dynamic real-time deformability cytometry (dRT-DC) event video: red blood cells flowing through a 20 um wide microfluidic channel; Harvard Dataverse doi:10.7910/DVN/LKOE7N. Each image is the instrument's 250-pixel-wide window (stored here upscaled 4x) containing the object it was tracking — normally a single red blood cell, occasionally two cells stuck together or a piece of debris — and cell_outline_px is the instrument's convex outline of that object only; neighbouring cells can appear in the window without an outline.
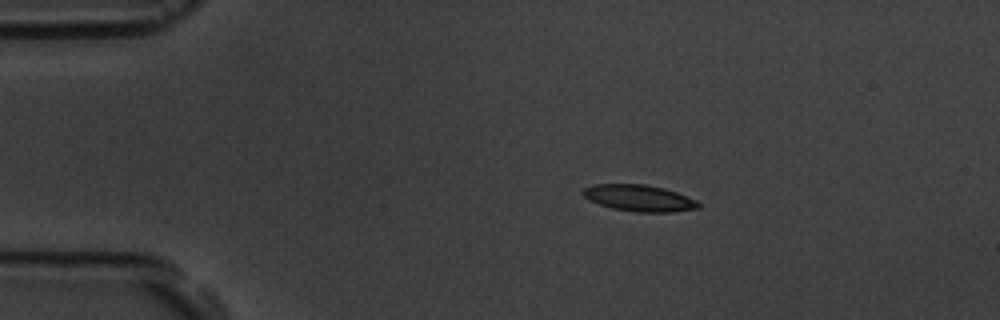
{"species": "common noctule bat (a hibernating species)", "species_latin": "Nyctalus noctula", "temperature_condition": "room temperature", "stored_images_in_passage": 5, "camera_frame_rate_fps": 3000, "um_per_image_px": 0.085, "animal": {"sex": "male", "body_mass_g": 19.5, "forearm_length_mm": 54.6}, "frame": {"image": 1, "passage_image": 2, "time_ms": 2.0, "image_size_px": [1000, 320], "cell_outline_px": [[700, 208], [672, 212], [636, 212], [612, 208], [600, 204], [584, 196], [580, 192], [584, 188], [592, 184], [644, 184], [664, 188], [676, 192], [696, 200], [700, 204]], "centroid_in_image_um": [54.33, 16.83], "position_along_channel_um": 30.7, "area_um2": 17.74}}
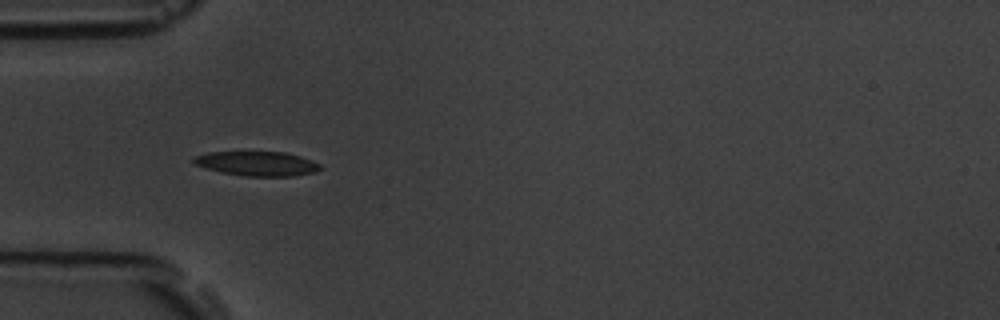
{"frame": {"image": 2, "passage_image": 4, "time_ms": 4.333, "image_size_px": [1000, 320], "cell_outline_px": [[320, 168], [316, 172], [292, 176], [244, 176], [220, 172], [196, 164], [192, 160], [196, 156], [208, 152], [284, 152], [300, 156], [312, 160], [320, 164]], "centroid_in_image_um": [21.88, 13.91], "position_along_channel_um": 63.1, "area_um2": 17.86}}
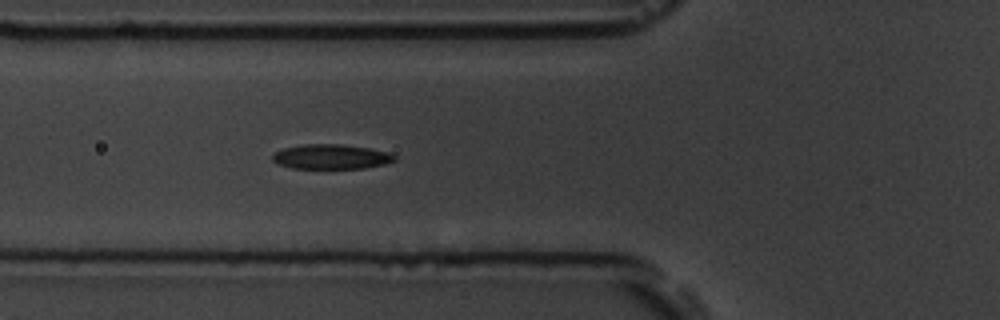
{"frame": {"image": 3, "passage_image": 5, "time_ms": 5.333, "image_size_px": [1000, 320], "cell_outline_px": [[396, 160], [384, 164], [364, 168], [292, 168], [280, 164], [272, 160], [272, 156], [276, 152], [284, 148], [304, 144], [340, 144], [368, 148], [388, 152], [396, 156]], "centroid_in_image_um": [28.16, 13.32], "position_along_channel_um": 97.6, "area_um2": 17.4}}